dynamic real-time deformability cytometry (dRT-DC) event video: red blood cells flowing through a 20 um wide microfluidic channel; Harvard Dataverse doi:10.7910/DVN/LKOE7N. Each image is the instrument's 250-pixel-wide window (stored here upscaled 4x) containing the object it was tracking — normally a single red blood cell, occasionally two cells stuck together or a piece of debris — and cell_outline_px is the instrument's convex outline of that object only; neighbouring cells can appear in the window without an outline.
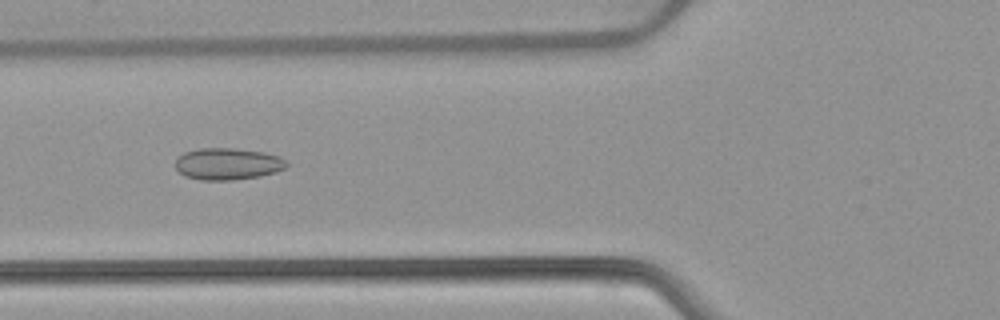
{"species": "common noctule bat (a hibernating species)", "species_latin": "Nyctalus noctula", "temperature_condition": "warm", "stored_images_in_passage": 46, "camera_frame_rate_fps": 3000, "um_per_image_px": 0.085, "animal": {"sex": "female", "body_mass_g": 22.7, "forearm_length_mm": 54.2}, "frame": {"image": 1, "passage_image": 14, "time_ms": 4.333, "image_size_px": [1000, 320], "cell_outline_px": [[288, 164], [284, 168], [276, 172], [260, 176], [232, 180], [200, 180], [184, 176], [176, 168], [176, 156], [184, 152], [200, 148], [232, 148], [264, 152], [280, 156]], "centroid_in_image_um": [19.33, 13.93], "position_along_channel_um": 106.5, "area_um2": 20.69}}
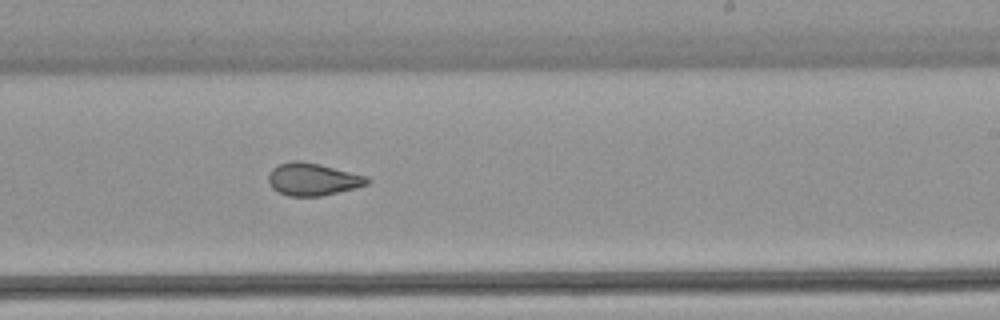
{"frame": {"image": 2, "passage_image": 26, "time_ms": 8.333, "image_size_px": [1000, 320], "cell_outline_px": [[372, 180], [368, 184], [320, 196], [288, 196], [272, 188], [268, 184], [268, 172], [272, 168], [280, 164], [292, 160], [300, 160], [320, 164], [368, 176]], "centroid_in_image_um": [26.56, 15.22], "position_along_channel_um": 262.4, "area_um2": 18.73}}
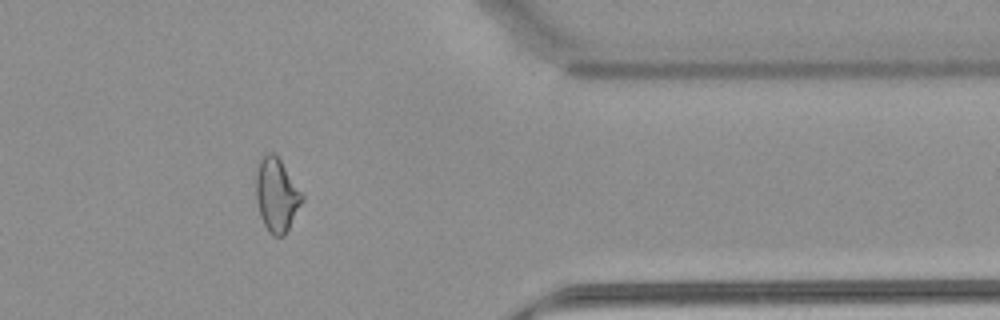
{"frame": {"image": 3, "passage_image": 37, "time_ms": 12.0, "image_size_px": [1000, 320], "cell_outline_px": [[304, 200], [284, 236], [272, 236], [268, 232], [260, 216], [256, 200], [256, 172], [260, 160], [268, 152], [272, 152], [280, 160], [304, 196]], "centroid_in_image_um": [23.51, 16.6], "position_along_channel_um": 387.9, "area_um2": 19.59}, "authors_computed_cell_mechanics": {"area_um2": 19.6809, "velocity_mm_per_s": 3.9004, "shape_relaxation_time_tau1_ms": null, "shape_relaxation_time_tau2_ms": 1.2967, "deformation_change_tau1": null, "deformation_change_tau2": 0.068}}